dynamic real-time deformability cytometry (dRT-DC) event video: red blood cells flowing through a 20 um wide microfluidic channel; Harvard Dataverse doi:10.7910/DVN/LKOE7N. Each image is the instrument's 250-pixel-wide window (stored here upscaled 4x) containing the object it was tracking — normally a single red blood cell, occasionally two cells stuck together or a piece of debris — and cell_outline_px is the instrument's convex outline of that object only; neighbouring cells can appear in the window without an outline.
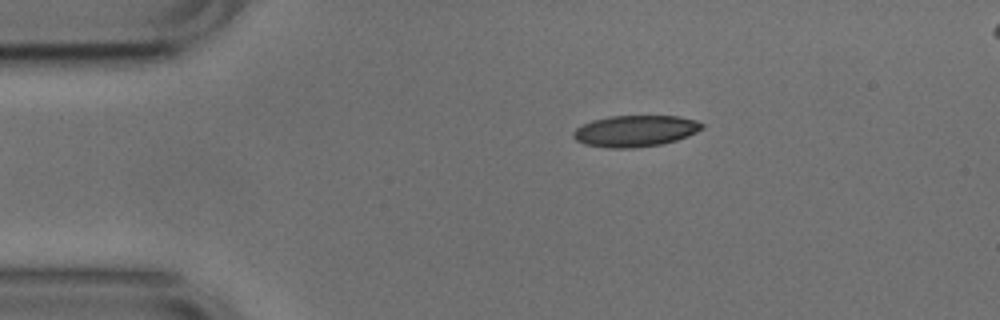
{"species": "common noctule bat (a hibernating species)", "species_latin": "Nyctalus noctula", "temperature_condition": "cold", "stored_images_in_passage": 44, "camera_frame_rate_fps": 3000, "um_per_image_px": 0.085, "animal": {"sex": "male", "body_mass_g": 17.9, "forearm_length_mm": 54.2}, "frame": {"image": 1, "passage_image": 1, "time_ms": 0.0, "image_size_px": [1000, 320], "cell_outline_px": [[704, 128], [688, 136], [664, 144], [632, 148], [612, 148], [584, 144], [576, 140], [572, 136], [572, 132], [576, 128], [592, 120], [612, 116], [680, 116], [696, 120], [704, 124]], "centroid_in_image_um": [54.02, 11.13], "position_along_channel_um": 31.0, "area_um2": 23.58}}
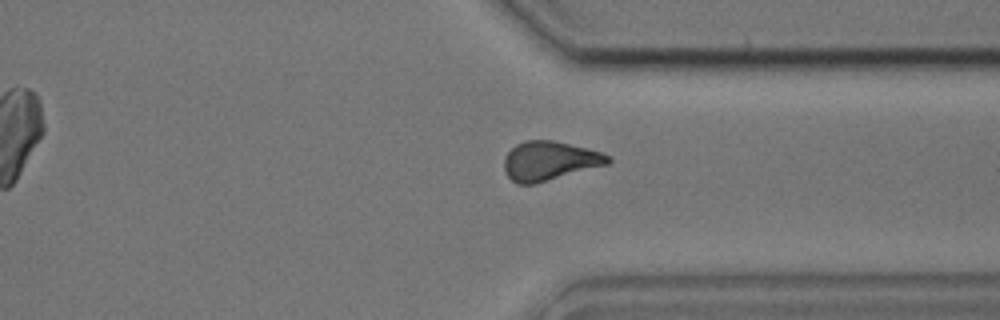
{"frame": {"image": 2, "passage_image": 31, "time_ms": 10.0, "image_size_px": [1000, 320], "cell_outline_px": [[612, 160], [608, 164], [536, 184], [516, 184], [504, 172], [504, 156], [516, 144], [524, 140], [552, 140], [600, 152], [608, 156]], "centroid_in_image_um": [46.66, 13.69], "position_along_channel_um": 364.7, "area_um2": 23.58}}
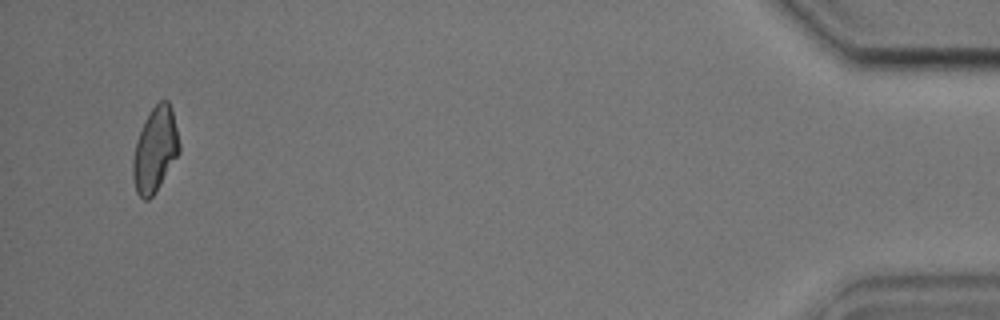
{"frame": {"image": 3, "passage_image": 42, "time_ms": 13.667, "image_size_px": [1000, 320], "cell_outline_px": [[180, 152], [156, 192], [148, 200], [144, 200], [136, 192], [132, 176], [132, 160], [136, 140], [144, 120], [152, 108], [160, 100], [168, 100], [172, 108], [180, 144]], "centroid_in_image_um": [13.18, 12.73], "position_along_channel_um": 422.0, "area_um2": 23.06}, "authors_computed_cell_mechanics": {"area_um2": 23.5246, "velocity_mm_per_s": 3.7689, "shape_relaxation_time_tau1_ms": 3.4475, "shape_relaxation_time_tau2_ms": 2.5541, "deformation_change_tau1": 0.123, "deformation_change_tau2": 0.0955}}